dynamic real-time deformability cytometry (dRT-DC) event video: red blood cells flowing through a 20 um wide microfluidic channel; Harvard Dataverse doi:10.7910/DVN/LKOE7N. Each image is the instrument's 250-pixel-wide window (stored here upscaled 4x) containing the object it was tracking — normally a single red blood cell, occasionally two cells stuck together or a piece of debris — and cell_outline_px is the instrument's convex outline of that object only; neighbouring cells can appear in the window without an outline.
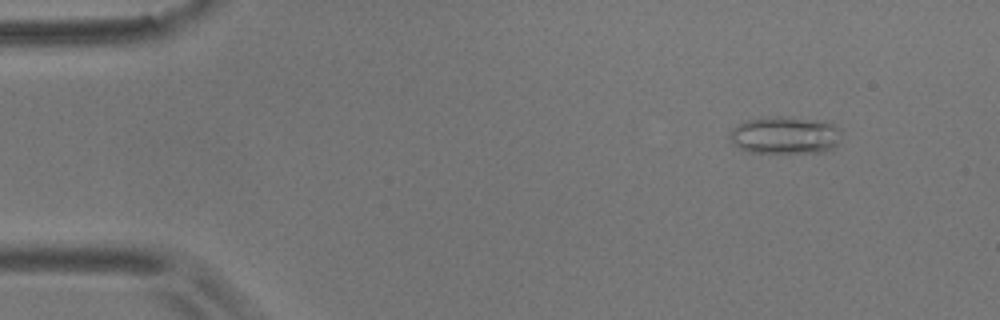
{"species": "common noctule bat (a hibernating species)", "species_latin": "Nyctalus noctula", "temperature_condition": "room temperature", "stored_images_in_passage": 7, "camera_frame_rate_fps": 3000, "um_per_image_px": 0.085, "animal": {"sex": "male", "body_mass_g": 17.9}, "frame": {"image": 1, "passage_image": 1, "time_ms": 0.0, "image_size_px": [1000, 320], "cell_outline_px": [[840, 140], [836, 148], [820, 152], [748, 152], [732, 144], [728, 132], [732, 128], [748, 120], [780, 116], [788, 116], [832, 120], [840, 128]], "centroid_in_image_um": [66.81, 11.47], "position_along_channel_um": 18.2, "area_um2": 24.91}}
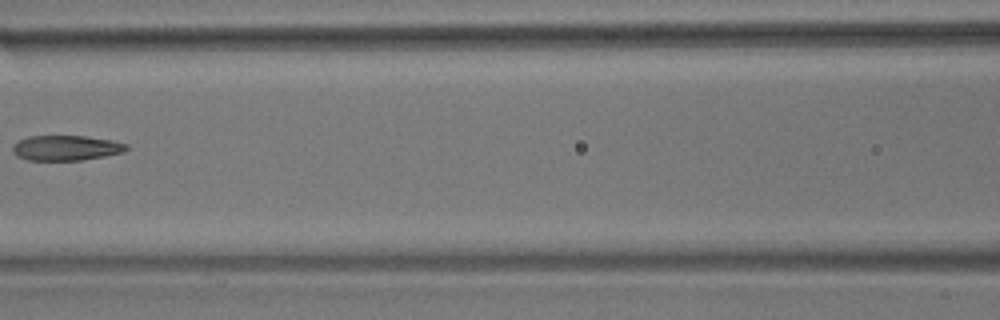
{"frame": {"image": 2, "passage_image": 6, "time_ms": 6.333, "image_size_px": [1000, 320], "cell_outline_px": [[128, 148], [124, 152], [84, 160], [28, 160], [16, 156], [12, 152], [12, 144], [28, 136], [84, 136], [112, 140], [128, 144]], "centroid_in_image_um": [5.6, 12.57], "position_along_channel_um": 161.0, "area_um2": 16.76}}
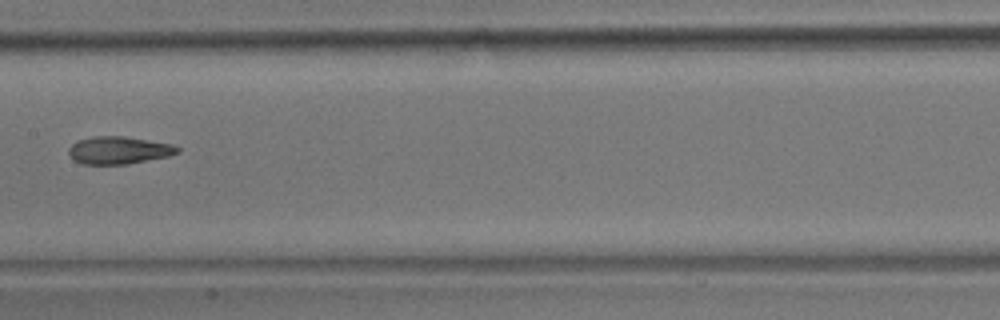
{"frame": {"image": 3, "passage_image": 7, "time_ms": 7.333, "image_size_px": [1000, 320], "cell_outline_px": [[180, 152], [168, 156], [128, 164], [80, 164], [72, 160], [68, 152], [68, 148], [76, 140], [92, 136], [124, 136], [172, 144], [180, 148]], "centroid_in_image_um": [10.05, 12.77], "position_along_channel_um": 197.3, "area_um2": 17.63}}